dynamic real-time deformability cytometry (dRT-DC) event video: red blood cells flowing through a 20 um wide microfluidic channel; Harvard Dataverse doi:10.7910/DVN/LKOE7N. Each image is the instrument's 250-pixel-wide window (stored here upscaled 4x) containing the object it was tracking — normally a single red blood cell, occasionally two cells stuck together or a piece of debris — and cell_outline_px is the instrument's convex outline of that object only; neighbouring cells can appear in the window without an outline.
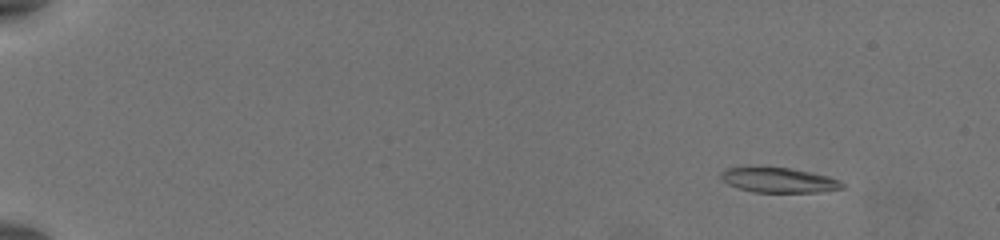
{"species": "common noctule bat (a hibernating species)", "species_latin": "Nyctalus noctula", "temperature_condition": "warm", "stored_images_in_passage": 57, "camera_frame_rate_fps": 3000, "um_per_image_px": 0.085, "animal": {"sex": "female", "body_mass_g": 19.5, "forearm_length_mm": 54.1}, "frame": {"image": 1, "passage_image": 7, "time_ms": 2.0, "image_size_px": [1000, 240], "cell_outline_px": [[844, 188], [820, 192], [756, 192], [736, 188], [728, 184], [720, 176], [720, 172], [724, 168], [788, 168], [812, 172], [828, 176], [840, 180], [844, 184]], "centroid_in_image_um": [66.23, 15.32], "position_along_channel_um": 18.8, "area_um2": 17.46}}
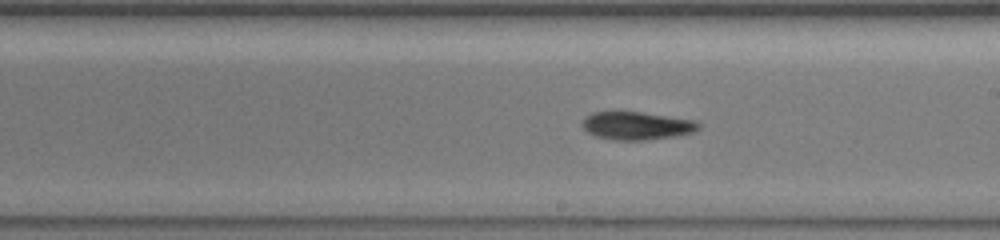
{"frame": {"image": 2, "passage_image": 36, "time_ms": 11.667, "image_size_px": [1000, 240], "cell_outline_px": [[700, 128], [696, 132], [676, 136], [648, 140], [612, 140], [596, 136], [588, 132], [584, 128], [584, 120], [588, 116], [596, 112], [640, 112], [692, 120], [700, 124]], "centroid_in_image_um": [54.17, 10.71], "position_along_channel_um": 234.8, "area_um2": 18.67}}
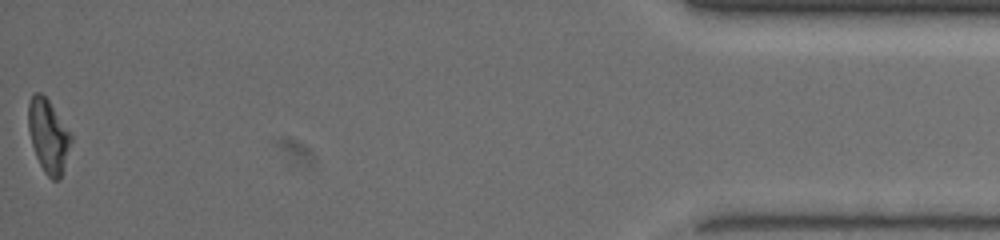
{"frame": {"image": 3, "passage_image": 57, "time_ms": 18.667, "image_size_px": [1000, 240], "cell_outline_px": [[72, 140], [60, 180], [52, 180], [44, 172], [36, 156], [32, 144], [28, 128], [28, 104], [32, 96], [36, 92], [40, 92], [48, 100], [72, 136]], "centroid_in_image_um": [4.1, 11.58], "position_along_channel_um": 431.1, "area_um2": 17.92}, "authors_computed_cell_mechanics": {"area_um2": 18.6116, "velocity_mm_per_s": 3.9171, "shape_relaxation_time_tau1_ms": 5.9211, "shape_relaxation_time_tau2_ms": 5.7349, "deformation_change_tau1": 0.191, "deformation_change_tau2": 0.1406}}